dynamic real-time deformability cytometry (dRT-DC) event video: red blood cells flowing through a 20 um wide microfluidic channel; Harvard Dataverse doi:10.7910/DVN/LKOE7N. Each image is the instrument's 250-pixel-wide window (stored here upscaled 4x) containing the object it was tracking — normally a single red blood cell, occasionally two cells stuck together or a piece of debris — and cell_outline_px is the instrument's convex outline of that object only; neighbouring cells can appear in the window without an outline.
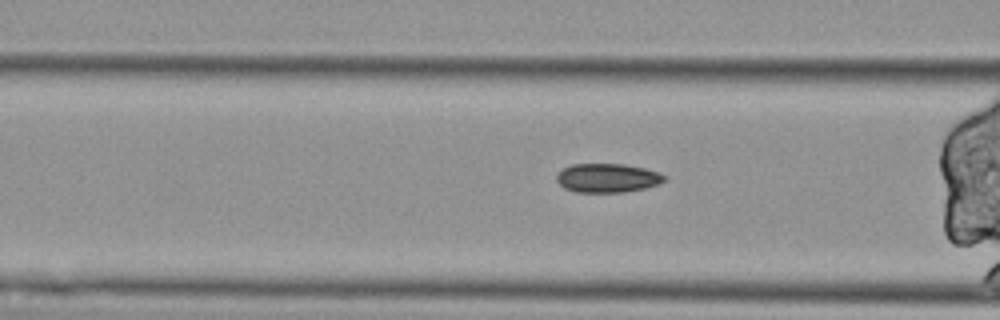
{"species": "Egyptian fruit bat (a non-hibernating species)", "species_latin": "Rousettus aegyptiacus", "temperature_condition": "cold", "stored_images_in_passage": 11, "segment_of_instrument_passage": [2, 2], "camera_frame_rate_fps": 3000, "um_per_image_px": 0.085, "animal": {"sex": "female"}, "frame": {"image": 1, "passage_image": 5, "time_ms": 1.333, "image_size_px": [1000, 320], "cell_outline_px": [[668, 176], [664, 180], [656, 184], [644, 188], [624, 192], [576, 192], [564, 188], [556, 180], [556, 176], [564, 168], [572, 164], [624, 164], [644, 168], [660, 172]], "centroid_in_image_um": [51.64, 15.12], "position_along_channel_um": 115.0, "area_um2": 18.09}}
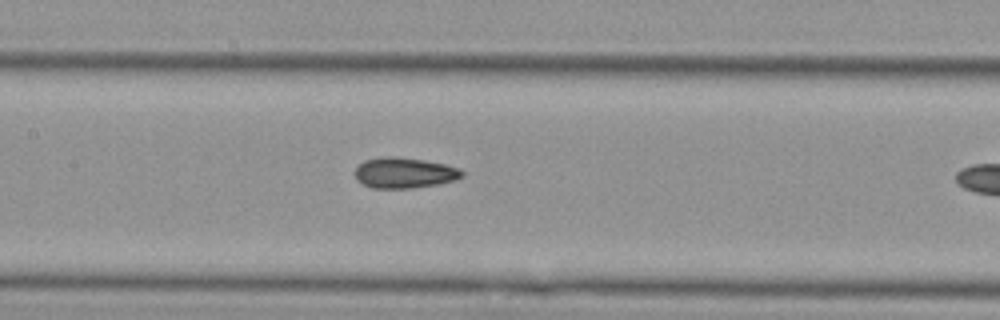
{"frame": {"image": 2, "passage_image": 10, "time_ms": 3.0, "image_size_px": [1000, 320], "cell_outline_px": [[464, 176], [456, 180], [440, 184], [412, 188], [372, 188], [356, 180], [356, 168], [364, 160], [384, 156], [396, 156], [424, 160], [444, 164], [460, 168], [464, 172]], "centroid_in_image_um": [34.4, 14.69], "position_along_channel_um": 173.0, "area_um2": 19.25}}